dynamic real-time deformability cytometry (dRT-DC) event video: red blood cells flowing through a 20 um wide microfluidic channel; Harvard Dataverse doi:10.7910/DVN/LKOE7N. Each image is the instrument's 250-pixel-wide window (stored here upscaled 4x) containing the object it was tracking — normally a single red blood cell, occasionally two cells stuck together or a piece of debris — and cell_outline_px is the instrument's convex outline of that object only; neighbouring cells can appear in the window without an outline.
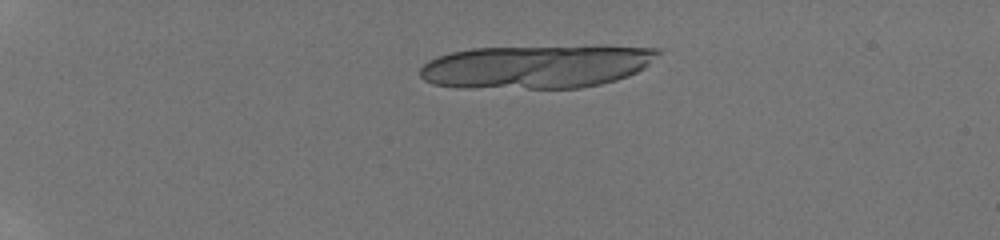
{"species": "human", "species_latin": "Homo sapiens", "temperature_condition": "room temperature", "stored_images_in_passage": 23, "camera_frame_rate_fps": 3000, "um_per_image_px": 0.085, "donor": {"sex": "male"}, "frame": {"image": 1, "passage_image": 11, "time_ms": 3.333, "image_size_px": [1000, 240], "cell_outline_px": [[660, 52], [644, 68], [628, 76], [616, 80], [600, 84], [580, 88], [456, 88], [432, 84], [424, 80], [420, 76], [420, 68], [428, 60], [436, 56], [452, 52], [472, 48], [660, 48]], "centroid_in_image_um": [45.45, 5.71], "position_along_channel_um": 39.5, "area_um2": 58.96}}